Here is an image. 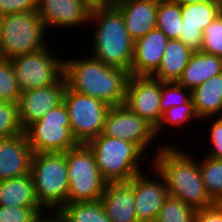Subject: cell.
I'll return each mask as SVG.
<instances>
[{
    "label": "cell",
    "mask_w": 222,
    "mask_h": 222,
    "mask_svg": "<svg viewBox=\"0 0 222 222\" xmlns=\"http://www.w3.org/2000/svg\"><path fill=\"white\" fill-rule=\"evenodd\" d=\"M156 144L151 166L164 177L168 194L194 209L214 204L202 181L198 159L178 144Z\"/></svg>",
    "instance_id": "cell-1"
},
{
    "label": "cell",
    "mask_w": 222,
    "mask_h": 222,
    "mask_svg": "<svg viewBox=\"0 0 222 222\" xmlns=\"http://www.w3.org/2000/svg\"><path fill=\"white\" fill-rule=\"evenodd\" d=\"M129 77L128 71L108 66L91 55L64 59L67 87L74 92L102 100L111 107L124 103Z\"/></svg>",
    "instance_id": "cell-2"
},
{
    "label": "cell",
    "mask_w": 222,
    "mask_h": 222,
    "mask_svg": "<svg viewBox=\"0 0 222 222\" xmlns=\"http://www.w3.org/2000/svg\"><path fill=\"white\" fill-rule=\"evenodd\" d=\"M89 27L93 29L89 55L102 63L129 72L133 59L134 40L129 35L121 12L115 7L91 10ZM92 51V52H91Z\"/></svg>",
    "instance_id": "cell-3"
},
{
    "label": "cell",
    "mask_w": 222,
    "mask_h": 222,
    "mask_svg": "<svg viewBox=\"0 0 222 222\" xmlns=\"http://www.w3.org/2000/svg\"><path fill=\"white\" fill-rule=\"evenodd\" d=\"M86 145L94 153L98 169L107 182H129L143 171L145 160L150 159L136 144L103 133Z\"/></svg>",
    "instance_id": "cell-4"
},
{
    "label": "cell",
    "mask_w": 222,
    "mask_h": 222,
    "mask_svg": "<svg viewBox=\"0 0 222 222\" xmlns=\"http://www.w3.org/2000/svg\"><path fill=\"white\" fill-rule=\"evenodd\" d=\"M31 175L39 204L55 214L67 204L69 191L65 153H34Z\"/></svg>",
    "instance_id": "cell-5"
},
{
    "label": "cell",
    "mask_w": 222,
    "mask_h": 222,
    "mask_svg": "<svg viewBox=\"0 0 222 222\" xmlns=\"http://www.w3.org/2000/svg\"><path fill=\"white\" fill-rule=\"evenodd\" d=\"M47 30L37 11L10 13L0 18V52L2 59L12 60L44 49Z\"/></svg>",
    "instance_id": "cell-6"
},
{
    "label": "cell",
    "mask_w": 222,
    "mask_h": 222,
    "mask_svg": "<svg viewBox=\"0 0 222 222\" xmlns=\"http://www.w3.org/2000/svg\"><path fill=\"white\" fill-rule=\"evenodd\" d=\"M69 191L67 203L100 200L107 185L98 169L94 153L86 144L66 152Z\"/></svg>",
    "instance_id": "cell-7"
},
{
    "label": "cell",
    "mask_w": 222,
    "mask_h": 222,
    "mask_svg": "<svg viewBox=\"0 0 222 222\" xmlns=\"http://www.w3.org/2000/svg\"><path fill=\"white\" fill-rule=\"evenodd\" d=\"M33 153H65L79 145L64 101L24 129Z\"/></svg>",
    "instance_id": "cell-8"
},
{
    "label": "cell",
    "mask_w": 222,
    "mask_h": 222,
    "mask_svg": "<svg viewBox=\"0 0 222 222\" xmlns=\"http://www.w3.org/2000/svg\"><path fill=\"white\" fill-rule=\"evenodd\" d=\"M63 101L68 110L71 132L78 144H87L103 133L110 105L92 96L74 92L68 87Z\"/></svg>",
    "instance_id": "cell-9"
},
{
    "label": "cell",
    "mask_w": 222,
    "mask_h": 222,
    "mask_svg": "<svg viewBox=\"0 0 222 222\" xmlns=\"http://www.w3.org/2000/svg\"><path fill=\"white\" fill-rule=\"evenodd\" d=\"M48 45L11 60L18 87L28 91L55 84L64 75V59L55 56Z\"/></svg>",
    "instance_id": "cell-10"
},
{
    "label": "cell",
    "mask_w": 222,
    "mask_h": 222,
    "mask_svg": "<svg viewBox=\"0 0 222 222\" xmlns=\"http://www.w3.org/2000/svg\"><path fill=\"white\" fill-rule=\"evenodd\" d=\"M103 134L136 144L148 158L149 148L155 144L152 142L156 140L155 128L123 104L110 108L106 116Z\"/></svg>",
    "instance_id": "cell-11"
},
{
    "label": "cell",
    "mask_w": 222,
    "mask_h": 222,
    "mask_svg": "<svg viewBox=\"0 0 222 222\" xmlns=\"http://www.w3.org/2000/svg\"><path fill=\"white\" fill-rule=\"evenodd\" d=\"M161 91L162 81L151 76L130 75L123 105L156 128L163 115Z\"/></svg>",
    "instance_id": "cell-12"
},
{
    "label": "cell",
    "mask_w": 222,
    "mask_h": 222,
    "mask_svg": "<svg viewBox=\"0 0 222 222\" xmlns=\"http://www.w3.org/2000/svg\"><path fill=\"white\" fill-rule=\"evenodd\" d=\"M149 163L147 165H149L151 172L153 171L151 176V172L147 174L146 171H142L128 182L133 187L135 197L134 208L138 222H155L160 209L169 195L164 177L156 168L151 167V159Z\"/></svg>",
    "instance_id": "cell-13"
},
{
    "label": "cell",
    "mask_w": 222,
    "mask_h": 222,
    "mask_svg": "<svg viewBox=\"0 0 222 222\" xmlns=\"http://www.w3.org/2000/svg\"><path fill=\"white\" fill-rule=\"evenodd\" d=\"M67 82L64 75L52 85L22 91L18 100L19 121L23 129L41 119L63 102Z\"/></svg>",
    "instance_id": "cell-14"
},
{
    "label": "cell",
    "mask_w": 222,
    "mask_h": 222,
    "mask_svg": "<svg viewBox=\"0 0 222 222\" xmlns=\"http://www.w3.org/2000/svg\"><path fill=\"white\" fill-rule=\"evenodd\" d=\"M91 10L84 0H38L37 12L46 30L52 27L71 30L72 27L88 25Z\"/></svg>",
    "instance_id": "cell-15"
},
{
    "label": "cell",
    "mask_w": 222,
    "mask_h": 222,
    "mask_svg": "<svg viewBox=\"0 0 222 222\" xmlns=\"http://www.w3.org/2000/svg\"><path fill=\"white\" fill-rule=\"evenodd\" d=\"M221 13L217 2L181 5L183 23L178 40L193 52L201 51L203 30Z\"/></svg>",
    "instance_id": "cell-16"
},
{
    "label": "cell",
    "mask_w": 222,
    "mask_h": 222,
    "mask_svg": "<svg viewBox=\"0 0 222 222\" xmlns=\"http://www.w3.org/2000/svg\"><path fill=\"white\" fill-rule=\"evenodd\" d=\"M168 37L159 29L134 41L131 76H152L160 66Z\"/></svg>",
    "instance_id": "cell-17"
},
{
    "label": "cell",
    "mask_w": 222,
    "mask_h": 222,
    "mask_svg": "<svg viewBox=\"0 0 222 222\" xmlns=\"http://www.w3.org/2000/svg\"><path fill=\"white\" fill-rule=\"evenodd\" d=\"M33 154L24 133L5 138L0 145V181L30 174Z\"/></svg>",
    "instance_id": "cell-18"
},
{
    "label": "cell",
    "mask_w": 222,
    "mask_h": 222,
    "mask_svg": "<svg viewBox=\"0 0 222 222\" xmlns=\"http://www.w3.org/2000/svg\"><path fill=\"white\" fill-rule=\"evenodd\" d=\"M115 7L121 12L134 41L157 28L158 0H127Z\"/></svg>",
    "instance_id": "cell-19"
},
{
    "label": "cell",
    "mask_w": 222,
    "mask_h": 222,
    "mask_svg": "<svg viewBox=\"0 0 222 222\" xmlns=\"http://www.w3.org/2000/svg\"><path fill=\"white\" fill-rule=\"evenodd\" d=\"M100 201L111 222H138L133 187L128 182H107Z\"/></svg>",
    "instance_id": "cell-20"
},
{
    "label": "cell",
    "mask_w": 222,
    "mask_h": 222,
    "mask_svg": "<svg viewBox=\"0 0 222 222\" xmlns=\"http://www.w3.org/2000/svg\"><path fill=\"white\" fill-rule=\"evenodd\" d=\"M222 73V57L203 51L193 52L178 83L193 90L213 76Z\"/></svg>",
    "instance_id": "cell-21"
},
{
    "label": "cell",
    "mask_w": 222,
    "mask_h": 222,
    "mask_svg": "<svg viewBox=\"0 0 222 222\" xmlns=\"http://www.w3.org/2000/svg\"><path fill=\"white\" fill-rule=\"evenodd\" d=\"M191 100L199 120L222 116V73L191 90Z\"/></svg>",
    "instance_id": "cell-22"
},
{
    "label": "cell",
    "mask_w": 222,
    "mask_h": 222,
    "mask_svg": "<svg viewBox=\"0 0 222 222\" xmlns=\"http://www.w3.org/2000/svg\"><path fill=\"white\" fill-rule=\"evenodd\" d=\"M193 51L178 39H169L160 66L151 76L162 82H178Z\"/></svg>",
    "instance_id": "cell-23"
},
{
    "label": "cell",
    "mask_w": 222,
    "mask_h": 222,
    "mask_svg": "<svg viewBox=\"0 0 222 222\" xmlns=\"http://www.w3.org/2000/svg\"><path fill=\"white\" fill-rule=\"evenodd\" d=\"M0 206L42 207L36 198L31 173L0 181Z\"/></svg>",
    "instance_id": "cell-24"
},
{
    "label": "cell",
    "mask_w": 222,
    "mask_h": 222,
    "mask_svg": "<svg viewBox=\"0 0 222 222\" xmlns=\"http://www.w3.org/2000/svg\"><path fill=\"white\" fill-rule=\"evenodd\" d=\"M55 216L61 222H111L100 200L80 203H67Z\"/></svg>",
    "instance_id": "cell-25"
},
{
    "label": "cell",
    "mask_w": 222,
    "mask_h": 222,
    "mask_svg": "<svg viewBox=\"0 0 222 222\" xmlns=\"http://www.w3.org/2000/svg\"><path fill=\"white\" fill-rule=\"evenodd\" d=\"M157 29L161 30L168 39H179L182 27L181 4L170 0H158Z\"/></svg>",
    "instance_id": "cell-26"
},
{
    "label": "cell",
    "mask_w": 222,
    "mask_h": 222,
    "mask_svg": "<svg viewBox=\"0 0 222 222\" xmlns=\"http://www.w3.org/2000/svg\"><path fill=\"white\" fill-rule=\"evenodd\" d=\"M199 159L200 173L210 198L216 203H222V159L204 155Z\"/></svg>",
    "instance_id": "cell-27"
},
{
    "label": "cell",
    "mask_w": 222,
    "mask_h": 222,
    "mask_svg": "<svg viewBox=\"0 0 222 222\" xmlns=\"http://www.w3.org/2000/svg\"><path fill=\"white\" fill-rule=\"evenodd\" d=\"M194 119L199 120L195 113L193 102L190 99L186 104L173 106L163 112L161 121L155 128V136L158 138L160 134L164 135L165 132L162 133V131L167 125L177 127V130H180L178 128L184 126V124H190V121L193 122Z\"/></svg>",
    "instance_id": "cell-28"
},
{
    "label": "cell",
    "mask_w": 222,
    "mask_h": 222,
    "mask_svg": "<svg viewBox=\"0 0 222 222\" xmlns=\"http://www.w3.org/2000/svg\"><path fill=\"white\" fill-rule=\"evenodd\" d=\"M195 209L168 195L155 222H194Z\"/></svg>",
    "instance_id": "cell-29"
},
{
    "label": "cell",
    "mask_w": 222,
    "mask_h": 222,
    "mask_svg": "<svg viewBox=\"0 0 222 222\" xmlns=\"http://www.w3.org/2000/svg\"><path fill=\"white\" fill-rule=\"evenodd\" d=\"M24 133L19 121L18 103L0 102V138H12Z\"/></svg>",
    "instance_id": "cell-30"
},
{
    "label": "cell",
    "mask_w": 222,
    "mask_h": 222,
    "mask_svg": "<svg viewBox=\"0 0 222 222\" xmlns=\"http://www.w3.org/2000/svg\"><path fill=\"white\" fill-rule=\"evenodd\" d=\"M11 60H0V102H16L21 95Z\"/></svg>",
    "instance_id": "cell-31"
},
{
    "label": "cell",
    "mask_w": 222,
    "mask_h": 222,
    "mask_svg": "<svg viewBox=\"0 0 222 222\" xmlns=\"http://www.w3.org/2000/svg\"><path fill=\"white\" fill-rule=\"evenodd\" d=\"M47 213L43 207L0 206V222H38Z\"/></svg>",
    "instance_id": "cell-32"
},
{
    "label": "cell",
    "mask_w": 222,
    "mask_h": 222,
    "mask_svg": "<svg viewBox=\"0 0 222 222\" xmlns=\"http://www.w3.org/2000/svg\"><path fill=\"white\" fill-rule=\"evenodd\" d=\"M191 99V90L183 87L178 82H162L160 108L167 109L186 104Z\"/></svg>",
    "instance_id": "cell-33"
},
{
    "label": "cell",
    "mask_w": 222,
    "mask_h": 222,
    "mask_svg": "<svg viewBox=\"0 0 222 222\" xmlns=\"http://www.w3.org/2000/svg\"><path fill=\"white\" fill-rule=\"evenodd\" d=\"M201 51L222 57V13L203 30Z\"/></svg>",
    "instance_id": "cell-34"
},
{
    "label": "cell",
    "mask_w": 222,
    "mask_h": 222,
    "mask_svg": "<svg viewBox=\"0 0 222 222\" xmlns=\"http://www.w3.org/2000/svg\"><path fill=\"white\" fill-rule=\"evenodd\" d=\"M203 120H209L211 124H207L210 126V128H208L210 132L208 134L209 141L206 142V144L210 143L211 147L208 148L209 150L205 149L206 153L204 152V154L211 158L222 159V116H218L214 120H211V118H206Z\"/></svg>",
    "instance_id": "cell-35"
},
{
    "label": "cell",
    "mask_w": 222,
    "mask_h": 222,
    "mask_svg": "<svg viewBox=\"0 0 222 222\" xmlns=\"http://www.w3.org/2000/svg\"><path fill=\"white\" fill-rule=\"evenodd\" d=\"M38 10V0H0V15Z\"/></svg>",
    "instance_id": "cell-36"
},
{
    "label": "cell",
    "mask_w": 222,
    "mask_h": 222,
    "mask_svg": "<svg viewBox=\"0 0 222 222\" xmlns=\"http://www.w3.org/2000/svg\"><path fill=\"white\" fill-rule=\"evenodd\" d=\"M194 222H222V203L195 209Z\"/></svg>",
    "instance_id": "cell-37"
},
{
    "label": "cell",
    "mask_w": 222,
    "mask_h": 222,
    "mask_svg": "<svg viewBox=\"0 0 222 222\" xmlns=\"http://www.w3.org/2000/svg\"><path fill=\"white\" fill-rule=\"evenodd\" d=\"M84 2L91 8L110 7L105 0H84Z\"/></svg>",
    "instance_id": "cell-38"
},
{
    "label": "cell",
    "mask_w": 222,
    "mask_h": 222,
    "mask_svg": "<svg viewBox=\"0 0 222 222\" xmlns=\"http://www.w3.org/2000/svg\"><path fill=\"white\" fill-rule=\"evenodd\" d=\"M170 1L183 5L189 3H210V2H216L217 0H170Z\"/></svg>",
    "instance_id": "cell-39"
},
{
    "label": "cell",
    "mask_w": 222,
    "mask_h": 222,
    "mask_svg": "<svg viewBox=\"0 0 222 222\" xmlns=\"http://www.w3.org/2000/svg\"><path fill=\"white\" fill-rule=\"evenodd\" d=\"M51 215V216H50ZM49 216L42 217L38 222H61L55 214H50Z\"/></svg>",
    "instance_id": "cell-40"
},
{
    "label": "cell",
    "mask_w": 222,
    "mask_h": 222,
    "mask_svg": "<svg viewBox=\"0 0 222 222\" xmlns=\"http://www.w3.org/2000/svg\"><path fill=\"white\" fill-rule=\"evenodd\" d=\"M127 1V0H105V2L109 5V6H117L118 4Z\"/></svg>",
    "instance_id": "cell-41"
},
{
    "label": "cell",
    "mask_w": 222,
    "mask_h": 222,
    "mask_svg": "<svg viewBox=\"0 0 222 222\" xmlns=\"http://www.w3.org/2000/svg\"><path fill=\"white\" fill-rule=\"evenodd\" d=\"M216 2H217V4L219 5V7H220V9L222 11V0H217Z\"/></svg>",
    "instance_id": "cell-42"
}]
</instances>
